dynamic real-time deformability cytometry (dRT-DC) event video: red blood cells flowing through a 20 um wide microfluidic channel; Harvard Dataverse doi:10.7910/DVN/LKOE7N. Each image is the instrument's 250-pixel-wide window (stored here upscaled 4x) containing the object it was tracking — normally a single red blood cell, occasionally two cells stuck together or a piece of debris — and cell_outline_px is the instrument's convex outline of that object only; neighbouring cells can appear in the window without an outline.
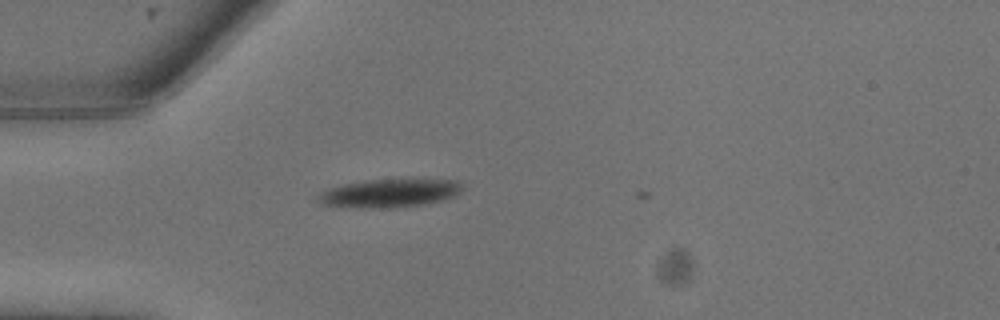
{"species": "common noctule bat (a hibernating species)", "species_latin": "Nyctalus noctula", "temperature_condition": "warm", "stored_images_in_passage": 4, "camera_frame_rate_fps": 3000, "um_per_image_px": 0.085, "animal": {"sex": "male", "body_mass_g": 13.3}, "frame": {"image": 1, "passage_image": 2, "time_ms": 0.333, "image_size_px": [1000, 320], "cell_outline_px": [[460, 192], [456, 196], [424, 204], [396, 208], [348, 208], [320, 204], [316, 200], [316, 196], [320, 192], [328, 188], [344, 184], [368, 180], [456, 180], [460, 184]], "centroid_in_image_um": [33.0, 16.45], "position_along_channel_um": 52.0, "area_um2": 23.81}}